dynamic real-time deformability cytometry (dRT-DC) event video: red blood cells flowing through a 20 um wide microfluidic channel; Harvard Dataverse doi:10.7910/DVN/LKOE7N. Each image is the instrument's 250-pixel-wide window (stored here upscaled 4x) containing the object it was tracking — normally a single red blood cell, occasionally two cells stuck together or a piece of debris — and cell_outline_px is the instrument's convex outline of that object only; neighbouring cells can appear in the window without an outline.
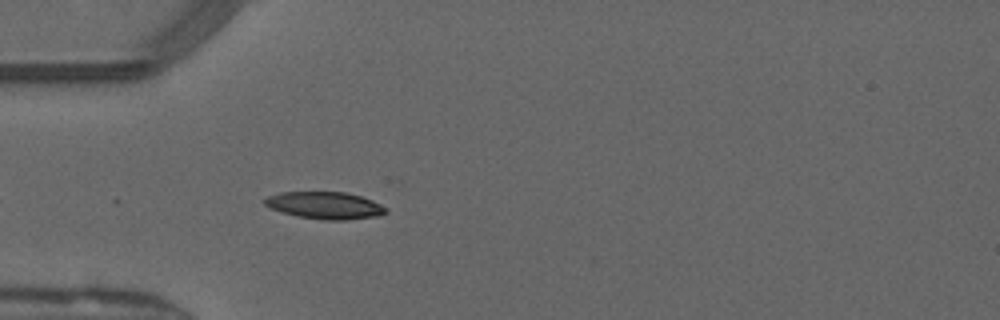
{"species": "common noctule bat (a hibernating species)", "species_latin": "Nyctalus noctula", "temperature_condition": "warm", "stored_images_in_passage": 23, "camera_frame_rate_fps": 3000, "um_per_image_px": 0.085, "animal": {"sex": "male", "forearm_length_mm": 52.5}, "frame": {"image": 1, "passage_image": 5, "time_ms": 1.333, "image_size_px": [1000, 320], "cell_outline_px": [[388, 212], [376, 216], [344, 220], [324, 220], [296, 216], [272, 208], [264, 204], [264, 200], [268, 196], [280, 192], [344, 192], [360, 196], [372, 200], [388, 208]], "centroid_in_image_um": [27.64, 17.46], "position_along_channel_um": 57.4, "area_um2": 19.02}}
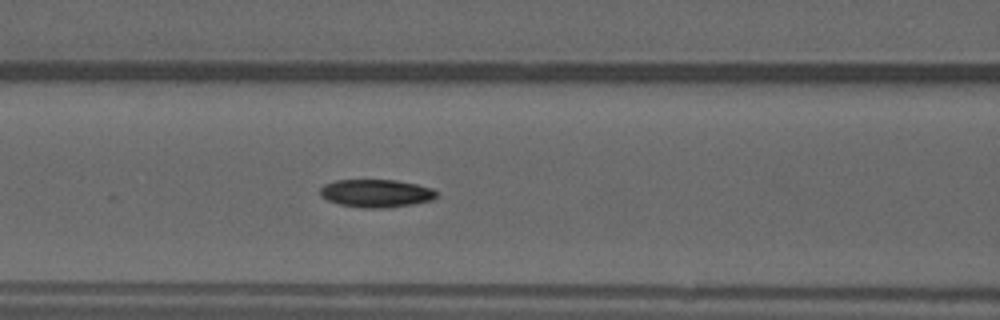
{"frame": {"image": 2, "passage_image": 11, "time_ms": 3.333, "image_size_px": [1000, 320], "cell_outline_px": [[436, 196], [432, 200], [412, 204], [384, 208], [360, 208], [340, 204], [328, 200], [320, 196], [320, 188], [324, 184], [336, 180], [396, 180], [416, 184], [432, 188], [436, 192]], "centroid_in_image_um": [31.95, 16.43], "position_along_channel_um": 134.7, "area_um2": 18.9}}
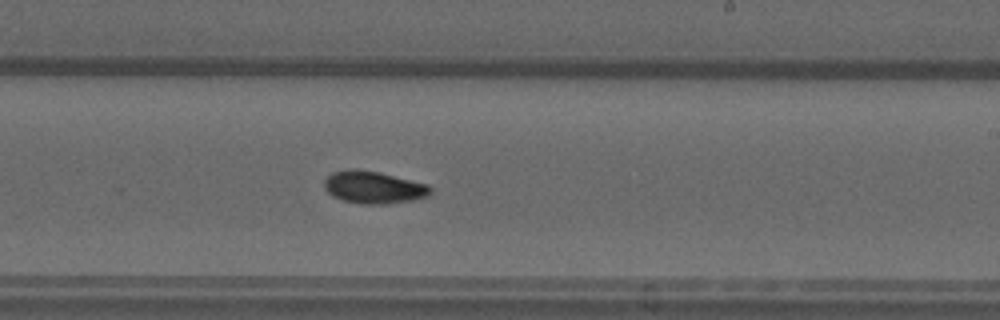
{"frame": {"image": 3, "passage_image": 20, "time_ms": 6.333, "image_size_px": [1000, 320], "cell_outline_px": [[432, 192], [428, 196], [412, 200], [384, 204], [360, 204], [344, 200], [332, 196], [324, 188], [324, 180], [332, 172], [380, 172], [428, 184], [432, 188]], "centroid_in_image_um": [31.81, 15.97], "position_along_channel_um": 257.2, "area_um2": 19.42}}